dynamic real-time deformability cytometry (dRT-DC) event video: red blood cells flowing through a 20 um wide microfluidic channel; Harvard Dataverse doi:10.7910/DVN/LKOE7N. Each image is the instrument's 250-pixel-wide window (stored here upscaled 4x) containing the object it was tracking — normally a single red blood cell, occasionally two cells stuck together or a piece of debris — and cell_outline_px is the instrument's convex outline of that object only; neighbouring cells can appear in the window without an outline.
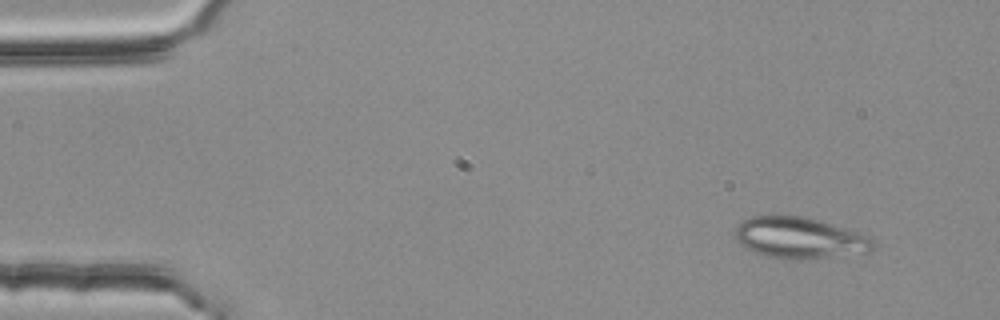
{"species": "common noctule bat (a hibernating species)", "species_latin": "Nyctalus noctula", "temperature_condition": "room temperature", "stored_images_in_passage": 4, "camera_frame_rate_fps": 3000, "um_per_image_px": 0.085, "animal": {"sex": "female", "body_mass_g": 25.1}, "frame": {"image": 1, "passage_image": 1, "time_ms": 0.0, "image_size_px": [1000, 320], "cell_outline_px": [[876, 248], [872, 252], [808, 260], [784, 260], [764, 256], [744, 248], [736, 240], [736, 228], [744, 220], [752, 216], [800, 216], [832, 224], [872, 236], [876, 244]], "centroid_in_image_um": [68.03, 20.27], "position_along_channel_um": 17.0, "area_um2": 33.76}}